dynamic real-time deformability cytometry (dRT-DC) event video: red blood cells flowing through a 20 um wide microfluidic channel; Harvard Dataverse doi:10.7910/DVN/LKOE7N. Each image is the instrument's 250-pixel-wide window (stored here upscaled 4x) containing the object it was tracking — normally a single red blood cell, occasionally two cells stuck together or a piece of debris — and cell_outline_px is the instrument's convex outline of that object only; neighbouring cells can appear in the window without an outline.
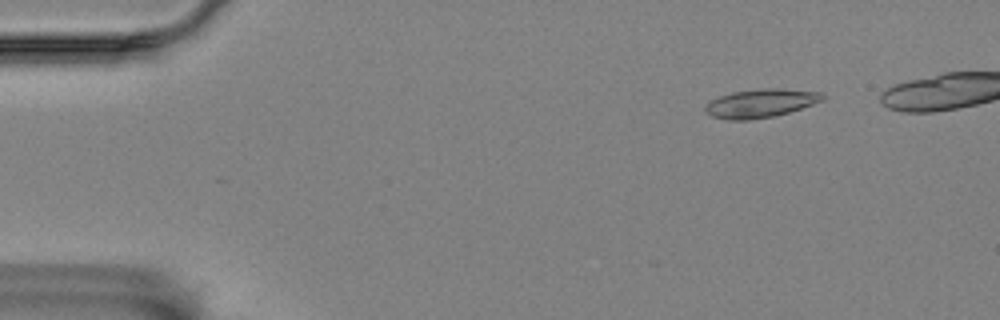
{"species": "Egyptian fruit bat (a non-hibernating species)", "species_latin": "Rousettus aegyptiacus", "temperature_condition": "room temperature", "stored_images_in_passage": 10, "camera_frame_rate_fps": 3000, "um_per_image_px": 0.085, "animal": {"sex": "female"}, "frame": {"image": 1, "passage_image": 2, "time_ms": 0.333, "image_size_px": [1000, 320], "cell_outline_px": [[824, 100], [776, 116], [748, 120], [728, 120], [712, 116], [704, 112], [704, 108], [712, 100], [720, 96], [732, 92], [768, 88], [780, 88], [820, 92], [824, 96]], "centroid_in_image_um": [64.65, 8.78], "position_along_channel_um": 20.4, "area_um2": 19.31}}
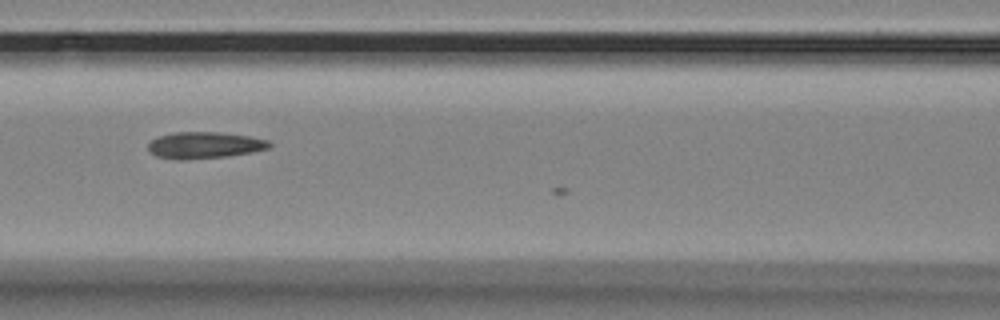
{"frame": {"image": 2, "passage_image": 7, "time_ms": 2.0, "image_size_px": [1000, 320], "cell_outline_px": [[272, 144], [268, 148], [252, 152], [228, 156], [184, 160], [180, 160], [156, 156], [148, 152], [148, 144], [152, 140], [160, 136], [172, 132], [220, 132], [248, 136], [268, 140]], "centroid_in_image_um": [17.36, 12.34], "position_along_channel_um": 149.2, "area_um2": 18.79}}
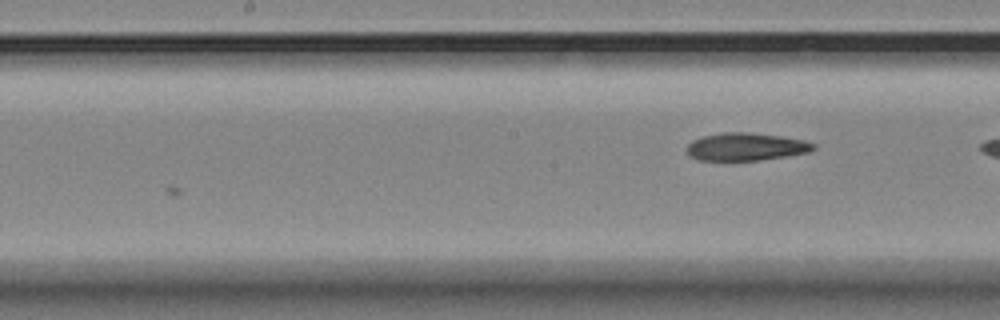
{"frame": {"image": 3, "passage_image": 10, "time_ms": 3.0, "image_size_px": [1000, 320], "cell_outline_px": [[816, 148], [808, 152], [788, 156], [760, 160], [696, 160], [688, 156], [684, 148], [692, 140], [704, 136], [724, 132], [748, 132], [780, 136], [804, 140], [816, 144]], "centroid_in_image_um": [63.37, 12.48], "position_along_channel_um": 184.8, "area_um2": 20.63}}